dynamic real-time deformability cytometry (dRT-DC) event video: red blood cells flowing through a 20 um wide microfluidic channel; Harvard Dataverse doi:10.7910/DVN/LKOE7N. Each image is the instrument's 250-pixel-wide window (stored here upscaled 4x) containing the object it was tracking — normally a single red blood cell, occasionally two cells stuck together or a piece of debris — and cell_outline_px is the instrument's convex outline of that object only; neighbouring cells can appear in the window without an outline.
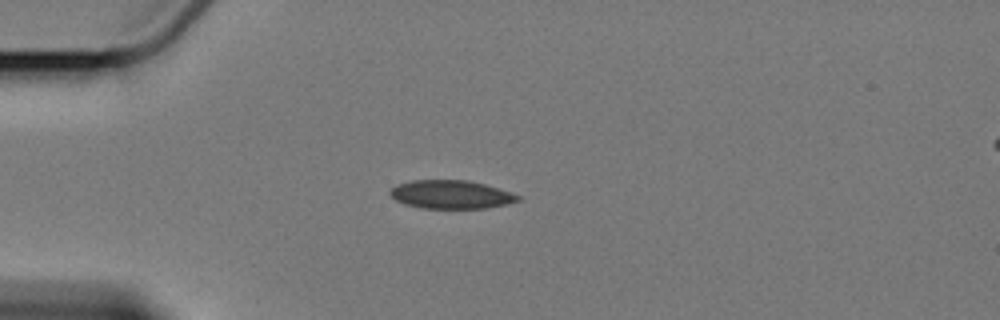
{"species": "Egyptian fruit bat (a non-hibernating species)", "species_latin": "Rousettus aegyptiacus", "temperature_condition": "cold", "stored_images_in_passage": 4, "camera_frame_rate_fps": 3000, "um_per_image_px": 0.085, "animal": {"sex": "female"}, "frame": {"image": 1, "passage_image": 1, "time_ms": 0.0, "image_size_px": [1000, 320], "cell_outline_px": [[524, 200], [508, 204], [484, 208], [424, 208], [404, 204], [396, 200], [388, 192], [396, 184], [412, 180], [468, 180], [500, 188], [512, 192], [520, 196]], "centroid_in_image_um": [38.38, 16.53], "position_along_channel_um": 46.6, "area_um2": 21.33}}
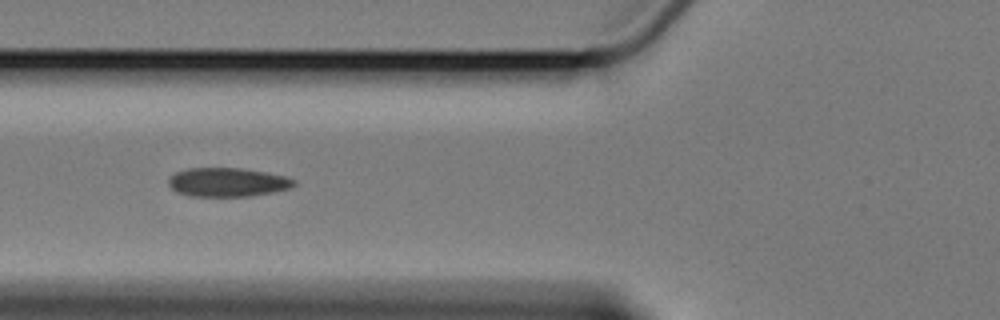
{"frame": {"image": 2, "passage_image": 3, "time_ms": 2.333, "image_size_px": [1000, 320], "cell_outline_px": [[296, 184], [292, 188], [252, 196], [188, 196], [176, 192], [168, 184], [168, 180], [176, 172], [188, 168], [240, 168], [264, 172], [284, 176], [296, 180]], "centroid_in_image_um": [19.34, 15.49], "position_along_channel_um": 106.5, "area_um2": 21.1}}
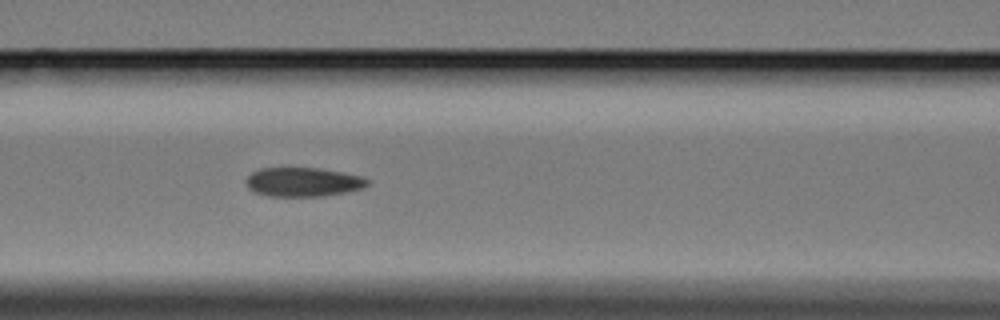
{"frame": {"image": 3, "passage_image": 4, "time_ms": 3.333, "image_size_px": [1000, 320], "cell_outline_px": [[372, 184], [364, 188], [348, 192], [320, 196], [268, 196], [256, 192], [248, 188], [248, 176], [252, 172], [260, 168], [320, 168], [364, 176], [372, 180]], "centroid_in_image_um": [25.88, 15.47], "position_along_channel_um": 140.7, "area_um2": 20.75}}